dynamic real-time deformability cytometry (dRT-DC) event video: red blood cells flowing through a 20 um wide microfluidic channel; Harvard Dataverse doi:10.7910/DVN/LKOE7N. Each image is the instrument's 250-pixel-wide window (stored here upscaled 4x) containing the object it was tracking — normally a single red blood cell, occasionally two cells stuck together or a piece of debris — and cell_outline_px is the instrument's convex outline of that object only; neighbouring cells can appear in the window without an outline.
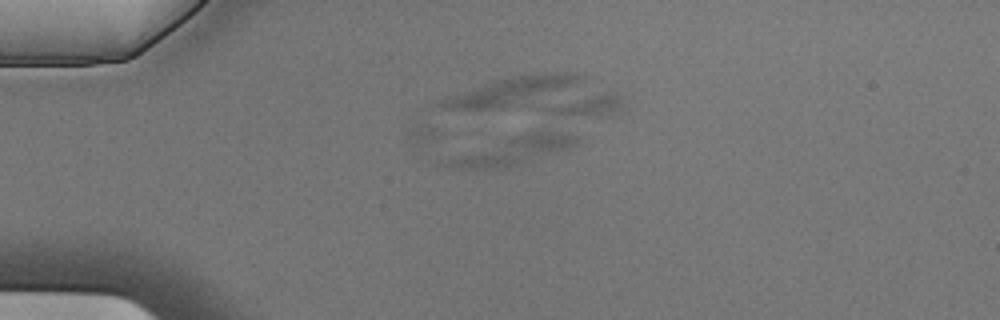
{"species": "Egyptian fruit bat (a non-hibernating species)", "species_latin": "Rousettus aegyptiacus", "temperature_condition": "cold", "stored_images_in_passage": 4, "camera_frame_rate_fps": 3000, "um_per_image_px": 0.085, "animal": {"sex": "male"}, "frame": {"image": 1, "passage_image": 3, "time_ms": 0.667, "image_size_px": [1000, 320], "cell_outline_px": [[580, 140], [576, 144], [568, 148], [504, 168], [456, 168], [440, 164], [444, 160], [540, 128], [544, 128], [576, 136]], "centroid_in_image_um": [43.72, 12.77], "position_along_channel_um": 41.3, "area_um2": 20.29}}